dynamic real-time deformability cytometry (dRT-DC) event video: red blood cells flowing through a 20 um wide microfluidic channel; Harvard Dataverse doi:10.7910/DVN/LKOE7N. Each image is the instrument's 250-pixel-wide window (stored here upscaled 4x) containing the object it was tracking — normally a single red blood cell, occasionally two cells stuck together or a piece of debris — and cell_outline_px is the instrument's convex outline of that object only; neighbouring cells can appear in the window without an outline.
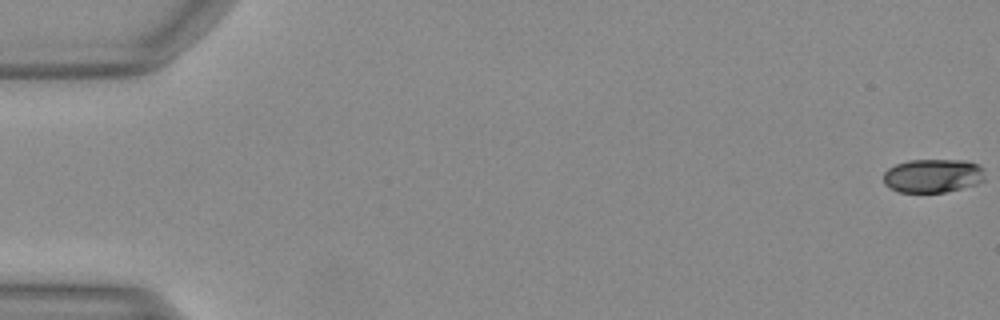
{"species": "Egyptian fruit bat (a non-hibernating species)", "species_latin": "Rousettus aegyptiacus", "temperature_condition": "warm", "stored_images_in_passage": 51, "camera_frame_rate_fps": 3000, "um_per_image_px": 0.085, "animal": {"sex": "female"}, "frame": {"image": 1, "passage_image": 1, "time_ms": 0.0, "image_size_px": [1000, 320], "cell_outline_px": [[984, 180], [976, 184], [944, 192], [900, 192], [884, 184], [884, 172], [888, 168], [896, 164], [908, 160], [964, 160], [976, 164], [984, 168]], "centroid_in_image_um": [79.29, 14.93], "position_along_channel_um": 5.7, "area_um2": 19.83}}
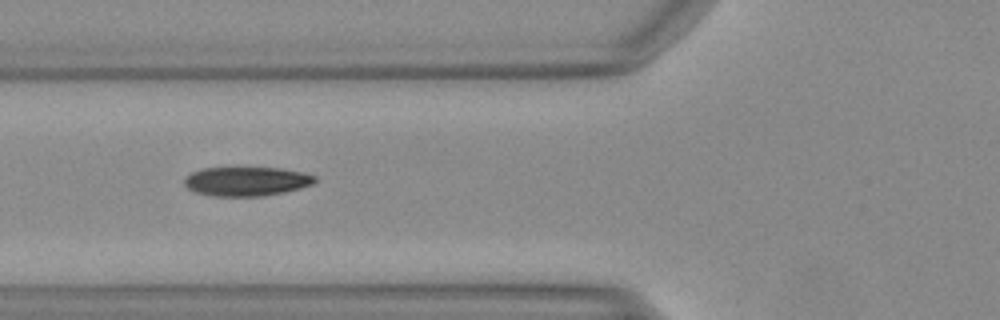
{"frame": {"image": 2, "passage_image": 20, "time_ms": 6.333, "image_size_px": [1000, 320], "cell_outline_px": [[316, 180], [312, 184], [300, 188], [284, 192], [264, 196], [212, 196], [196, 192], [188, 188], [184, 184], [184, 180], [192, 172], [204, 168], [236, 164], [280, 168], [304, 172], [316, 176]], "centroid_in_image_um": [20.95, 15.36], "position_along_channel_um": 104.9, "area_um2": 23.18}}
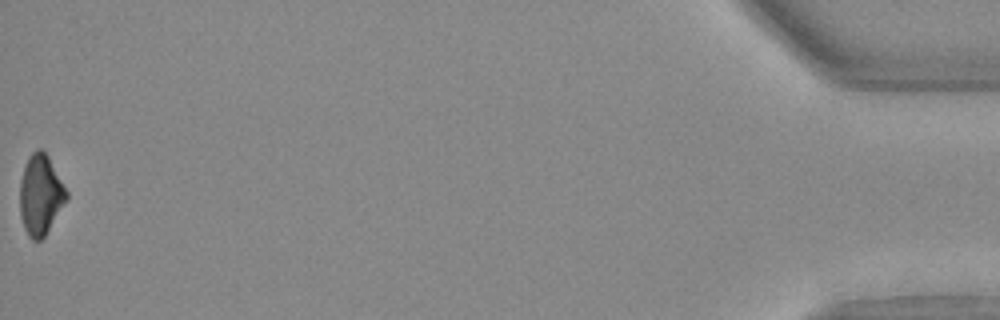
{"frame": {"image": 3, "passage_image": 51, "time_ms": 16.667, "image_size_px": [1000, 320], "cell_outline_px": [[68, 200], [44, 236], [40, 240], [32, 240], [28, 236], [24, 228], [20, 216], [20, 180], [28, 156], [36, 148], [40, 148], [48, 156], [68, 192]], "centroid_in_image_um": [3.44, 16.56], "position_along_channel_um": 431.8, "area_um2": 21.85}}